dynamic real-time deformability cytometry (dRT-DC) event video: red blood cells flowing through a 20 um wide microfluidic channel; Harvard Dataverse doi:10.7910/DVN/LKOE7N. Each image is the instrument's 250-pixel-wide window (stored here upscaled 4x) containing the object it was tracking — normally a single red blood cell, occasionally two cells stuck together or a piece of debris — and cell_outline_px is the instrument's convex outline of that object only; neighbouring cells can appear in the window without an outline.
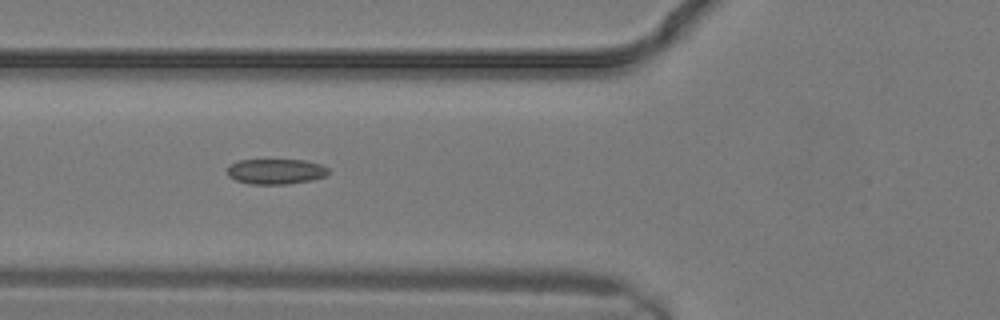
{"species": "common noctule bat (a hibernating species)", "species_latin": "Nyctalus noctula", "temperature_condition": "warm", "stored_images_in_passage": 13, "camera_frame_rate_fps": 3000, "um_per_image_px": 0.085, "animal": {"sex": "male", "body_mass_g": 19.2, "forearm_length_mm": 51.8}, "frame": {"image": 1, "passage_image": 10, "time_ms": 3.0, "image_size_px": [1000, 320], "cell_outline_px": [[328, 172], [324, 176], [312, 180], [284, 184], [252, 184], [236, 180], [228, 176], [228, 164], [240, 160], [308, 160], [320, 164], [328, 168]], "centroid_in_image_um": [23.43, 14.56], "position_along_channel_um": 102.4, "area_um2": 14.85}}
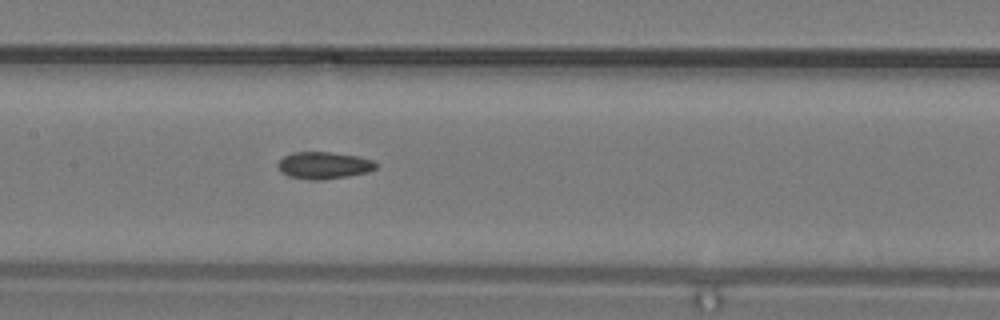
{"frame": {"image": 2, "passage_image": 13, "time_ms": 4.0, "image_size_px": [1000, 320], "cell_outline_px": [[376, 168], [368, 172], [348, 176], [320, 180], [312, 180], [288, 176], [276, 164], [284, 156], [292, 152], [332, 152], [356, 156], [372, 160], [376, 164]], "centroid_in_image_um": [27.52, 14.05], "position_along_channel_um": 179.9, "area_um2": 15.26}}